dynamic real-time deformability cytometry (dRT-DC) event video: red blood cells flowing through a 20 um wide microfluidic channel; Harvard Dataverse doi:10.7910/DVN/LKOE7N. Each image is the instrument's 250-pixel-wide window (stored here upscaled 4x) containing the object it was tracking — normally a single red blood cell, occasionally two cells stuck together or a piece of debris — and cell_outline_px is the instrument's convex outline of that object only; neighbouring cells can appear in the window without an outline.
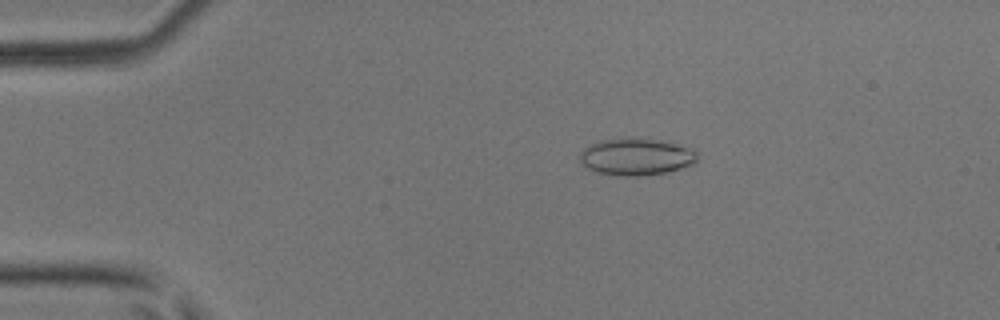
{"species": "common noctule bat (a hibernating species)", "species_latin": "Nyctalus noctula", "temperature_condition": "room temperature", "stored_images_in_passage": 5, "camera_frame_rate_fps": 3000, "um_per_image_px": 0.085, "animal": {"sex": "male", "body_mass_g": 17.9, "forearm_length_mm": 54.2}, "frame": {"image": 1, "passage_image": 2, "time_ms": 0.333, "image_size_px": [1000, 320], "cell_outline_px": [[696, 164], [664, 172], [640, 176], [616, 176], [596, 172], [588, 168], [580, 160], [580, 152], [584, 148], [600, 140], [632, 136], [660, 140], [692, 148], [696, 152]], "centroid_in_image_um": [54.07, 13.31], "position_along_channel_um": 30.9, "area_um2": 25.55}}
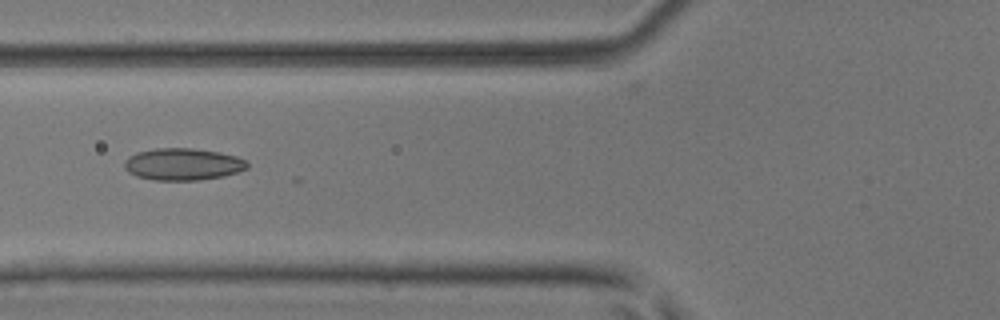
{"frame": {"image": 2, "passage_image": 5, "time_ms": 1.333, "image_size_px": [1000, 320], "cell_outline_px": [[248, 168], [224, 176], [200, 180], [152, 180], [136, 176], [128, 172], [124, 168], [124, 160], [128, 156], [136, 152], [156, 148], [192, 148], [220, 152], [236, 156], [244, 160], [248, 164]], "centroid_in_image_um": [15.51, 13.96], "position_along_channel_um": 110.3, "area_um2": 23.06}}